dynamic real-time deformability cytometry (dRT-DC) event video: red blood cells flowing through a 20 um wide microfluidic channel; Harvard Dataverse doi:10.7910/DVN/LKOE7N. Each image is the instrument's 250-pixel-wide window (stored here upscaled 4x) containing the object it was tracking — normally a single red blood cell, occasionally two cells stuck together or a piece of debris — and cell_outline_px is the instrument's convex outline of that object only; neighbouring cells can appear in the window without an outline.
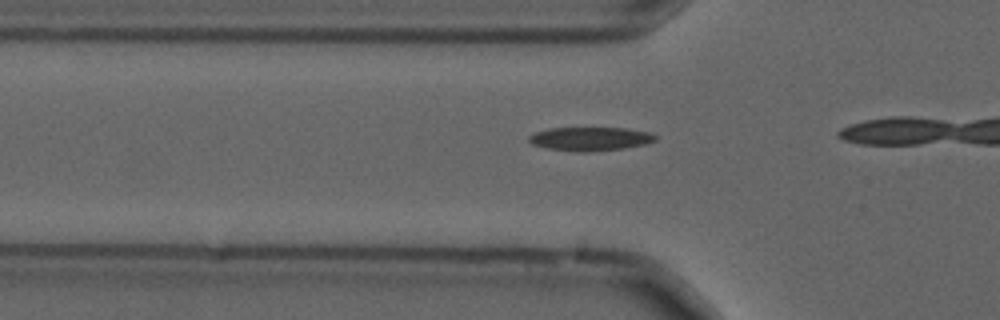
{"species": "common noctule bat (a hibernating species)", "species_latin": "Nyctalus noctula", "temperature_condition": "cold", "stored_images_in_passage": 9, "camera_frame_rate_fps": 3000, "um_per_image_px": 0.085, "animal": {"sex": "male", "forearm_length_mm": 52.5}, "frame": {"image": 1, "passage_image": 7, "time_ms": 2.0, "image_size_px": [1000, 320], "cell_outline_px": [[656, 140], [644, 144], [624, 148], [588, 152], [576, 152], [548, 148], [532, 144], [528, 140], [528, 136], [536, 132], [548, 128], [624, 128], [648, 132], [656, 136]], "centroid_in_image_um": [50.14, 11.8], "position_along_channel_um": 75.7, "area_um2": 17.34}}